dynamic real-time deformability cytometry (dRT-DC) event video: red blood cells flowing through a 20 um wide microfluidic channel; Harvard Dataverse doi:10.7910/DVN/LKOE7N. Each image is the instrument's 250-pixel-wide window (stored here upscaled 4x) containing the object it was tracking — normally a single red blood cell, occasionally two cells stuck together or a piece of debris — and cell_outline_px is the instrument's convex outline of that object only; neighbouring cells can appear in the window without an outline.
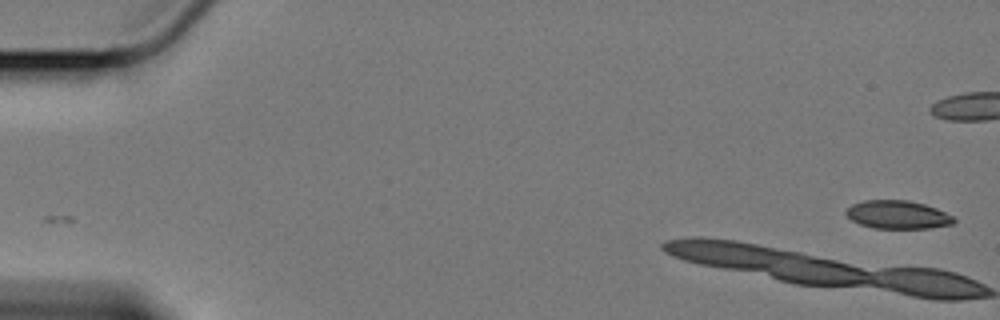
{"species": "Egyptian fruit bat (a non-hibernating species)", "species_latin": "Rousettus aegyptiacus", "temperature_condition": "cold", "stored_images_in_passage": 9, "camera_frame_rate_fps": 3000, "um_per_image_px": 0.085, "animal": {"sex": "female"}, "frame": {"image": 1, "passage_image": 1, "time_ms": 0.0, "image_size_px": [1000, 320], "cell_outline_px": [[956, 220], [952, 224], [928, 228], [872, 228], [860, 224], [852, 220], [844, 212], [852, 204], [864, 200], [908, 200], [924, 204], [936, 208], [952, 216]], "centroid_in_image_um": [76.28, 18.24], "position_along_channel_um": 8.7, "area_um2": 17.63}}